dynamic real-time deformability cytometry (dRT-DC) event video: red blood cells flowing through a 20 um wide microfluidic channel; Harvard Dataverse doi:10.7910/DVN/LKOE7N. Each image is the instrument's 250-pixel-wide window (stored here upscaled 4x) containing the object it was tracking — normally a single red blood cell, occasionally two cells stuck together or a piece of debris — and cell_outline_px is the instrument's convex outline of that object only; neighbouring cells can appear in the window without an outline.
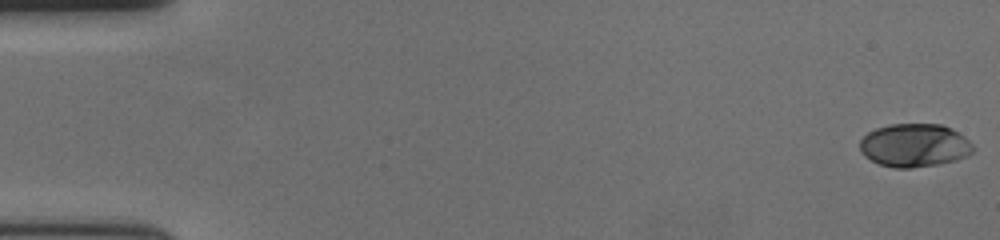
{"species": "human", "species_latin": "Homo sapiens", "temperature_condition": "cold", "stored_images_in_passage": 59, "camera_frame_rate_fps": 3000, "um_per_image_px": 0.085, "donor": {"sex": "female"}, "frame": {"image": 1, "passage_image": 1, "time_ms": 0.0, "image_size_px": [1000, 240], "cell_outline_px": [[976, 148], [968, 156], [956, 160], [936, 164], [912, 168], [896, 168], [880, 164], [864, 156], [860, 152], [860, 140], [868, 132], [876, 128], [888, 124], [940, 124], [952, 128], [964, 136]], "centroid_in_image_um": [77.74, 12.35], "position_along_channel_um": 7.3, "area_um2": 28.67}}
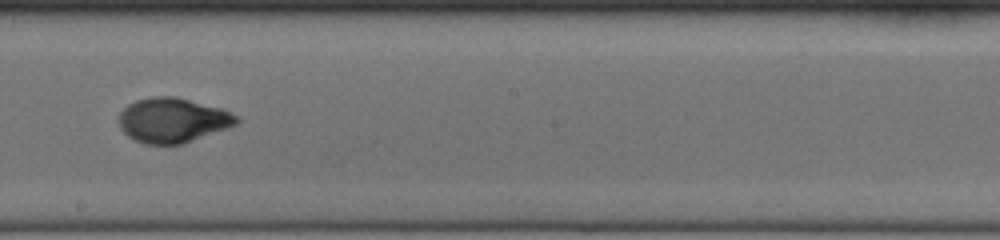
{"frame": {"image": 2, "passage_image": 34, "time_ms": 11.0, "image_size_px": [1000, 240], "cell_outline_px": [[240, 120], [236, 124], [228, 128], [184, 144], [144, 144], [128, 136], [120, 128], [120, 112], [128, 104], [136, 100], [152, 96], [176, 96], [220, 108], [236, 116]], "centroid_in_image_um": [14.67, 10.22], "position_along_channel_um": 233.5, "area_um2": 30.58}}
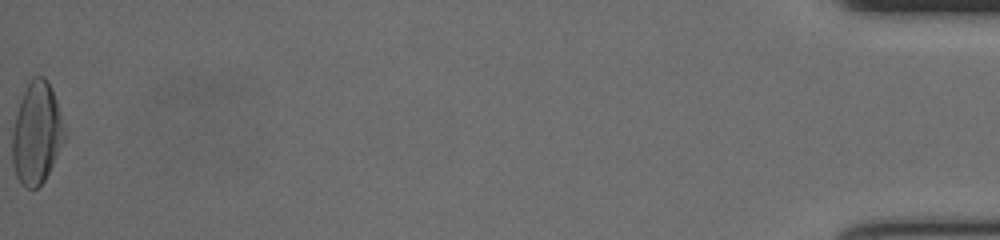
{"frame": {"image": 3, "passage_image": 59, "time_ms": 19.333, "image_size_px": [1000, 240], "cell_outline_px": [[68, 136], [44, 180], [36, 188], [24, 188], [20, 184], [16, 176], [12, 164], [12, 132], [16, 116], [24, 92], [32, 76], [44, 76], [48, 80], [56, 100]], "centroid_in_image_um": [3.13, 11.35], "position_along_channel_um": 432.1, "area_um2": 31.1}, "authors_computed_cell_mechanics": {"area_um2": 29.3046, "velocity_mm_per_s": 3.6132, "shape_relaxation_time_tau1_ms": 3.8248, "shape_relaxation_time_tau2_ms": 1.0423, "deformation_change_tau1": 0.1975, "deformation_change_tau2": 0.0457}}